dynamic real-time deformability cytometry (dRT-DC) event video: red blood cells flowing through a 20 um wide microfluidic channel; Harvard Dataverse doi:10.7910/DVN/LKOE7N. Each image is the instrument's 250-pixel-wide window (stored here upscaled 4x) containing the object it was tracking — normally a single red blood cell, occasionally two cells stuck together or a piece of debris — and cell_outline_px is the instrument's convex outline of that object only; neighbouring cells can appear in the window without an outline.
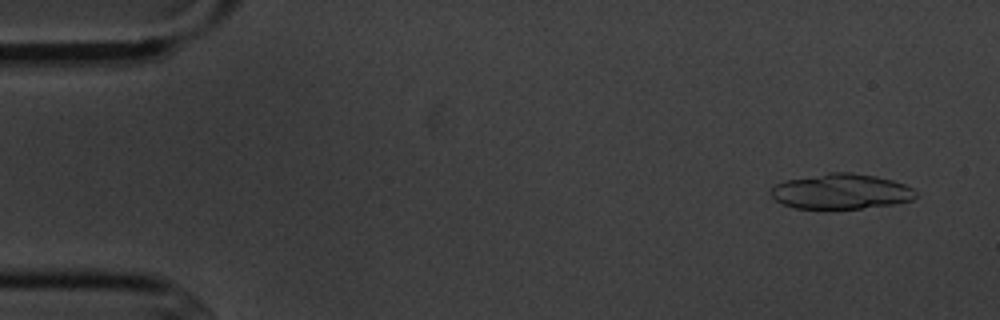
{"species": "common noctule bat (a hibernating species)", "species_latin": "Nyctalus noctula", "temperature_condition": "cold", "stored_images_in_passage": 8, "segment_of_instrument_passage": [1, 2], "camera_frame_rate_fps": 3000, "um_per_image_px": 0.085, "animal": {"sex": "male", "body_mass_g": 20.1, "forearm_length_mm": 53.5}, "frame": {"image": 1, "passage_image": 1, "time_ms": 0.0, "image_size_px": [1000, 320], "cell_outline_px": [[916, 196], [912, 200], [892, 204], [860, 208], [792, 208], [776, 200], [772, 196], [772, 188], [776, 184], [784, 180], [828, 172], [852, 172], [876, 176], [892, 180], [904, 184], [912, 188], [916, 192]], "centroid_in_image_um": [71.49, 16.26], "position_along_channel_um": 13.5, "area_um2": 29.59}}